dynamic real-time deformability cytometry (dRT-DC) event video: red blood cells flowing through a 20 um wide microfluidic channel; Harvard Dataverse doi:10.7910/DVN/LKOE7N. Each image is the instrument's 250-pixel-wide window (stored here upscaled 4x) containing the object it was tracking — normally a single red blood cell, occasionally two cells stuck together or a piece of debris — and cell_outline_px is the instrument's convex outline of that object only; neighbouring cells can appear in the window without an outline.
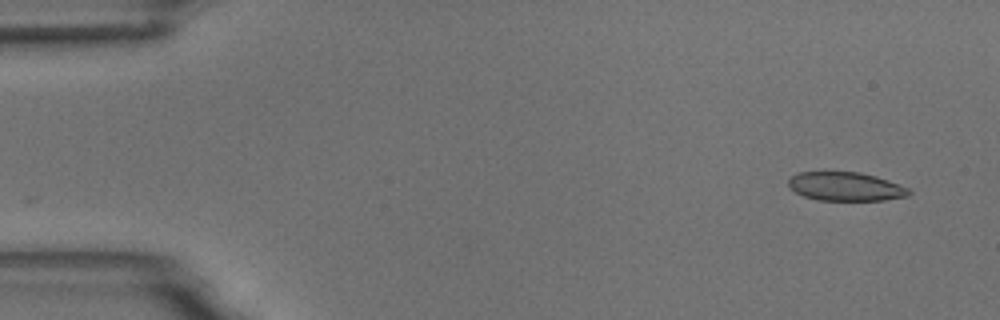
{"species": "common noctule bat (a hibernating species)", "species_latin": "Nyctalus noctula", "temperature_condition": "room temperature", "stored_images_in_passage": 2, "camera_frame_rate_fps": 3000, "um_per_image_px": 0.085, "animal": {"sex": "male", "body_mass_g": 18.8}, "frame": {"image": 1, "passage_image": 2, "time_ms": 1.0, "image_size_px": [1000, 320], "cell_outline_px": [[912, 192], [908, 196], [884, 200], [816, 200], [804, 196], [796, 192], [788, 184], [788, 180], [792, 176], [800, 172], [860, 172], [876, 176], [888, 180], [908, 188]], "centroid_in_image_um": [71.89, 15.85], "position_along_channel_um": 13.1, "area_um2": 20.06}}